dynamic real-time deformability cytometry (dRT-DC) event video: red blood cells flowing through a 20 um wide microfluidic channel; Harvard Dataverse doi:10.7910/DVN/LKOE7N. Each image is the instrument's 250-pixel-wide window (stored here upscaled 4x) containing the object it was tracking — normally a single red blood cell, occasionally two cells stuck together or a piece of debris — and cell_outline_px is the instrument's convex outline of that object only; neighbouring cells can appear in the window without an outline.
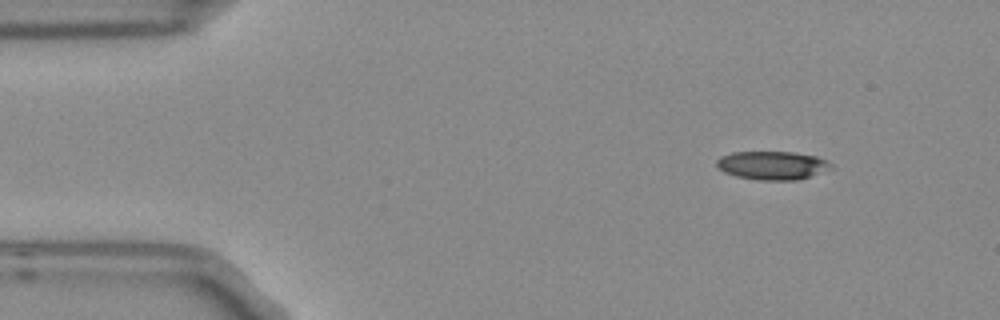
{"species": "Egyptian fruit bat (a non-hibernating species)", "species_latin": "Rousettus aegyptiacus", "temperature_condition": "room temperature", "stored_images_in_passage": 4, "camera_frame_rate_fps": 3000, "um_per_image_px": 0.085, "frame": {"image": 1, "passage_image": 1, "time_ms": 0.0, "image_size_px": [1000, 320], "cell_outline_px": [[832, 168], [796, 180], [760, 180], [736, 176], [724, 172], [716, 168], [716, 160], [720, 156], [732, 152], [792, 152], [816, 156], [828, 160], [832, 164]], "centroid_in_image_um": [65.6, 14.05], "position_along_channel_um": 19.4, "area_um2": 18.96}}